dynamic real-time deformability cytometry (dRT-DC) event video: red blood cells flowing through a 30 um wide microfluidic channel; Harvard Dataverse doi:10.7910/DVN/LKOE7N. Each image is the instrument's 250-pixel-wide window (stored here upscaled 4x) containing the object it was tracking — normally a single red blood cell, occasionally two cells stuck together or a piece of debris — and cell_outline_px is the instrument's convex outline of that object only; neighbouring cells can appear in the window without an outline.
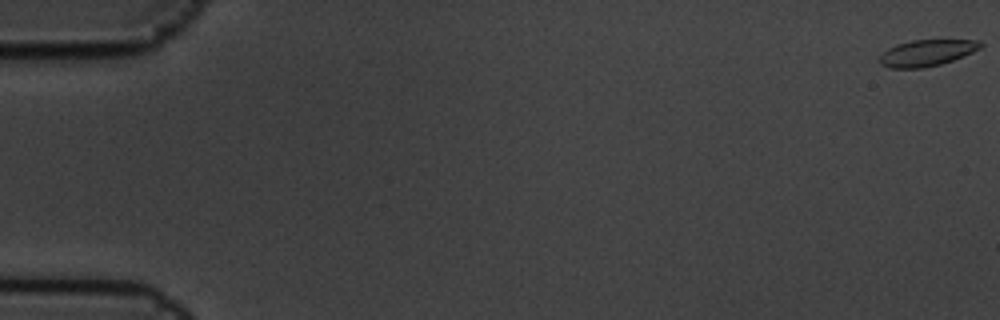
{"species": "common noctule bat (a hibernating species)", "species_latin": "Nyctalus noctula", "temperature_condition": "cold", "stored_images_in_passage": 10, "camera_frame_rate_fps": 3000, "um_per_image_px": 0.085, "animal": {"sex": "male", "body_mass_g": 19.5, "forearm_length_mm": 54.6}, "frame": {"image": 1, "passage_image": 1, "time_ms": 0.0, "image_size_px": [1000, 320], "cell_outline_px": [[984, 44], [980, 48], [972, 52], [952, 60], [940, 64], [924, 68], [888, 68], [880, 64], [876, 60], [888, 48], [896, 44], [912, 40], [980, 40]], "centroid_in_image_um": [78.74, 4.5], "position_along_channel_um": 6.3, "area_um2": 15.55}}
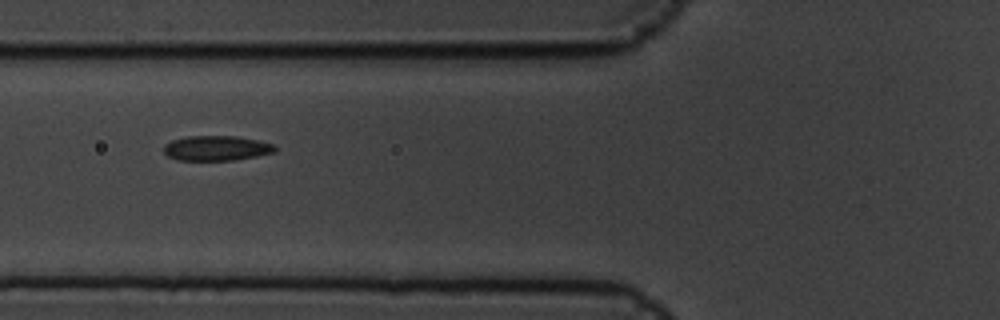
{"frame": {"image": 2, "passage_image": 7, "time_ms": 2.0, "image_size_px": [1000, 320], "cell_outline_px": [[276, 152], [236, 160], [176, 160], [168, 156], [164, 152], [164, 144], [172, 140], [188, 136], [236, 136], [276, 144]], "centroid_in_image_um": [18.41, 12.59], "position_along_channel_um": 107.4, "area_um2": 16.24}}
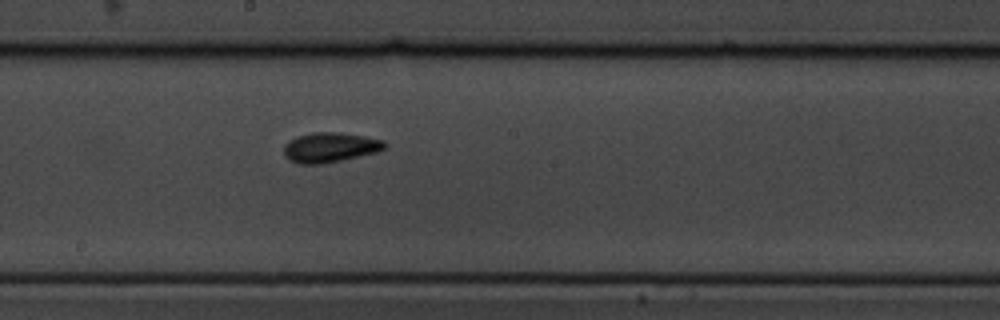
{"frame": {"image": 3, "passage_image": 10, "time_ms": 3.0, "image_size_px": [1000, 320], "cell_outline_px": [[388, 144], [384, 148], [376, 152], [360, 156], [320, 164], [300, 164], [288, 160], [284, 156], [284, 148], [288, 140], [296, 136], [312, 132], [340, 132], [364, 136], [384, 140]], "centroid_in_image_um": [28.03, 12.52], "position_along_channel_um": 220.2, "area_um2": 17.63}}